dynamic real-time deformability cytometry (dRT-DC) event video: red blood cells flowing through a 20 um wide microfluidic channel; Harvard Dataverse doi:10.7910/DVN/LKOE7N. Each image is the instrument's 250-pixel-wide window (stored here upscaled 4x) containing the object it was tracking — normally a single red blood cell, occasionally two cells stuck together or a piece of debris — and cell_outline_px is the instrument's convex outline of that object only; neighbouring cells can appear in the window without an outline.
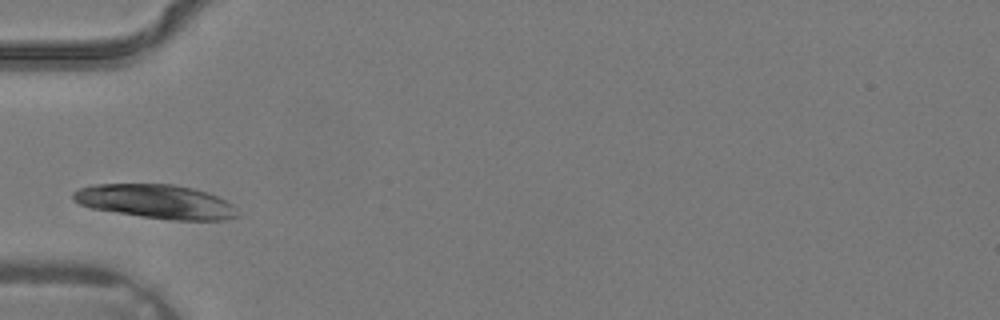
{"species": "common noctule bat (a hibernating species)", "species_latin": "Nyctalus noctula", "temperature_condition": "warm", "stored_images_in_passage": 2, "camera_frame_rate_fps": 3000, "um_per_image_px": 0.085, "animal": {"sex": "male", "body_mass_g": 19.2, "forearm_length_mm": 51.8}, "frame": {"image": 1, "passage_image": 2, "time_ms": 0.333, "image_size_px": [1000, 320], "cell_outline_px": [[240, 216], [224, 220], [172, 220], [140, 216], [92, 208], [80, 204], [72, 200], [72, 192], [80, 188], [92, 184], [172, 184], [192, 188], [208, 192], [232, 204], [236, 208]], "centroid_in_image_um": [13.26, 17.13], "position_along_channel_um": 71.7, "area_um2": 32.6}}